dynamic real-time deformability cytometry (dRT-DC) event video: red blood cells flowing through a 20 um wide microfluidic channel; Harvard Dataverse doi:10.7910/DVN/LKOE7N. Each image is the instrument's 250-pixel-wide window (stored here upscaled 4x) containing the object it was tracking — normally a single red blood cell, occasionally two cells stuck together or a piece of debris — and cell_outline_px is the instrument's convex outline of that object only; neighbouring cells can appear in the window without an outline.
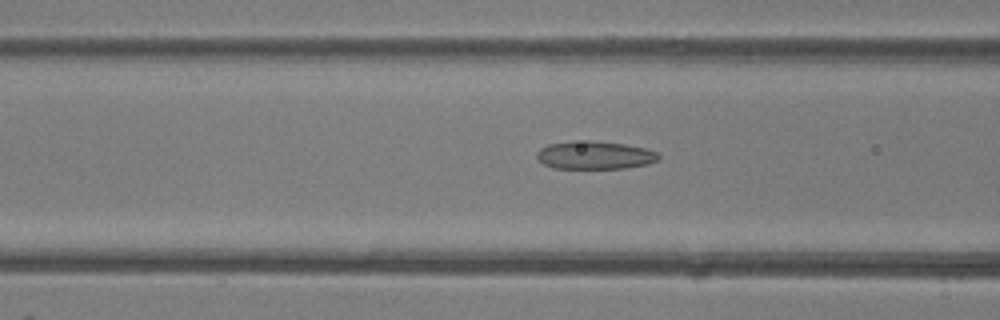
{"species": "common noctule bat (a hibernating species)", "species_latin": "Nyctalus noctula", "temperature_condition": "room temperature", "stored_images_in_passage": 46, "camera_frame_rate_fps": 3000, "um_per_image_px": 0.085, "animal": {"sex": "female"}, "frame": {"image": 1, "passage_image": 18, "time_ms": 5.667, "image_size_px": [1000, 320], "cell_outline_px": [[660, 160], [648, 164], [624, 168], [552, 168], [544, 164], [536, 156], [536, 152], [540, 148], [548, 144], [572, 140], [588, 140], [624, 144], [644, 148], [660, 152]], "centroid_in_image_um": [50.57, 13.18], "position_along_channel_um": 116.0, "area_um2": 20.11}}
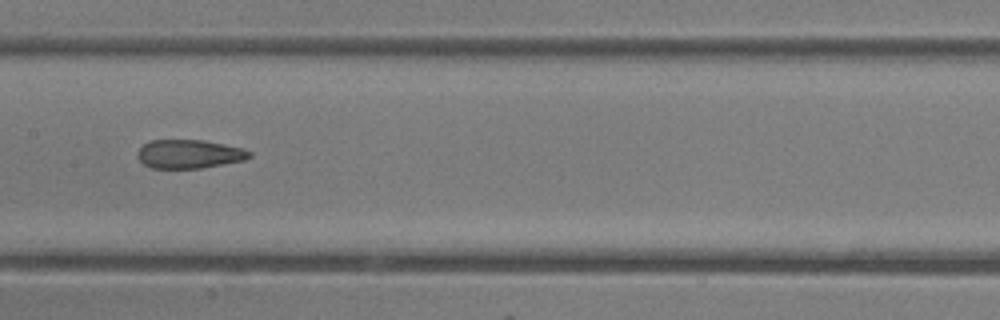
{"frame": {"image": 2, "passage_image": 23, "time_ms": 7.333, "image_size_px": [1000, 320], "cell_outline_px": [[252, 156], [244, 160], [200, 168], [152, 168], [144, 164], [136, 156], [136, 152], [144, 144], [152, 140], [204, 140], [240, 148], [252, 152]], "centroid_in_image_um": [16.05, 13.09], "position_along_channel_um": 191.3, "area_um2": 18.55}}
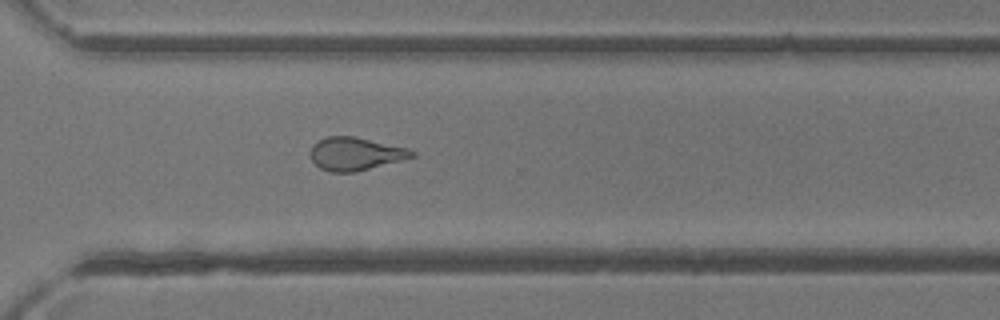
{"frame": {"image": 3, "passage_image": 33, "time_ms": 10.667, "image_size_px": [1000, 320], "cell_outline_px": [[416, 156], [352, 172], [332, 172], [320, 168], [312, 160], [312, 144], [328, 136], [352, 136], [408, 148], [416, 152]], "centroid_in_image_um": [30.21, 13.06], "position_along_channel_um": 340.4, "area_um2": 19.02}, "authors_computed_cell_mechanics": {"area_um2": 20.8947, "velocity_mm_per_s": 4.4899, "shape_relaxation_time_tau1_ms": null, "shape_relaxation_time_tau2_ms": 1.2842, "deformation_change_tau1": null, "deformation_change_tau2": 0.0923}}